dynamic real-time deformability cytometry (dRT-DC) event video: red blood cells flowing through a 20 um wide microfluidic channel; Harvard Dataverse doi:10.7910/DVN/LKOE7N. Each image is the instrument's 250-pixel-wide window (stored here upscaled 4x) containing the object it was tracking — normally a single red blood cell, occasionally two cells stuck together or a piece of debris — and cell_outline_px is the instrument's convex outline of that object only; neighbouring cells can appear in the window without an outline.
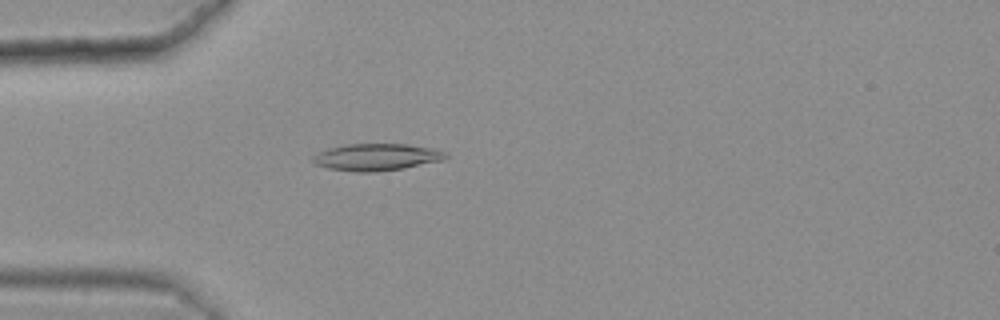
{"species": "common noctule bat (a hibernating species)", "species_latin": "Nyctalus noctula", "temperature_condition": "warm", "stored_images_in_passage": 49, "camera_frame_rate_fps": 3000, "um_per_image_px": 0.085, "animal": {"sex": "female", "body_mass_g": 25.1}, "frame": {"image": 1, "passage_image": 16, "time_ms": 5.0, "image_size_px": [1000, 320], "cell_outline_px": [[448, 156], [444, 160], [404, 168], [372, 172], [356, 172], [328, 168], [316, 164], [312, 160], [312, 156], [328, 148], [348, 144], [408, 144], [436, 148], [448, 152]], "centroid_in_image_um": [32.07, 13.34], "position_along_channel_um": 52.9, "area_um2": 20.98}}
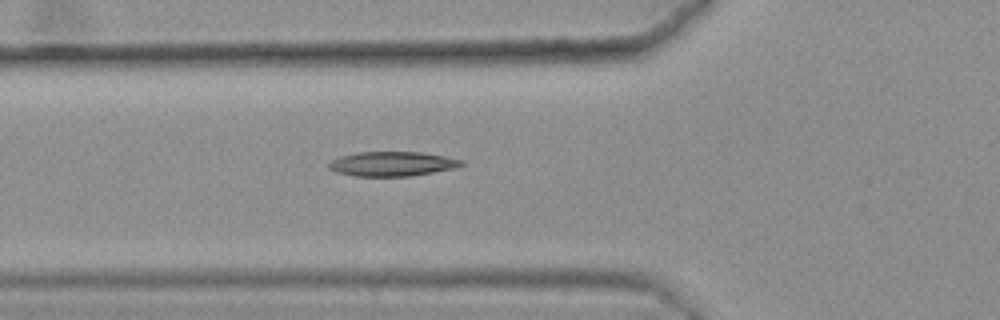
{"frame": {"image": 2, "passage_image": 20, "time_ms": 6.333, "image_size_px": [1000, 320], "cell_outline_px": [[464, 164], [456, 168], [412, 176], [352, 176], [336, 172], [328, 168], [328, 164], [332, 160], [340, 156], [356, 152], [424, 152], [464, 160]], "centroid_in_image_um": [33.34, 13.93], "position_along_channel_um": 92.5, "area_um2": 19.13}}
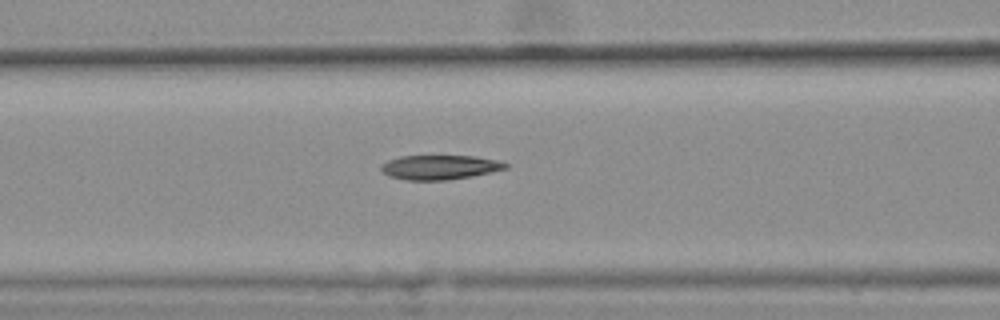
{"frame": {"image": 3, "passage_image": 23, "time_ms": 7.333, "image_size_px": [1000, 320], "cell_outline_px": [[508, 168], [472, 176], [448, 180], [408, 180], [392, 176], [384, 172], [380, 168], [388, 160], [400, 156], [476, 156], [496, 160], [508, 164]], "centroid_in_image_um": [37.41, 14.21], "position_along_channel_um": 129.2, "area_um2": 17.46}}